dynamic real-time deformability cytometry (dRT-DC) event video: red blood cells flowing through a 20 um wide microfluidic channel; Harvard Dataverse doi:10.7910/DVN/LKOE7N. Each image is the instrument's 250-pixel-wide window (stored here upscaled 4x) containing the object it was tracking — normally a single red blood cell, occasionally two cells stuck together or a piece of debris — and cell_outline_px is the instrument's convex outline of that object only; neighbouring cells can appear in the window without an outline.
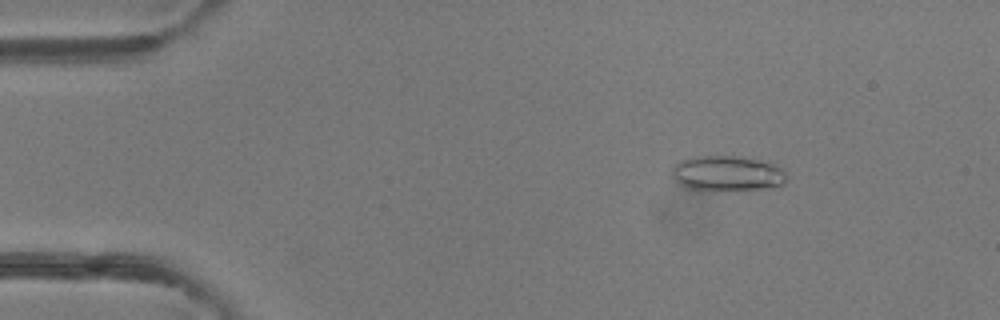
{"species": "common noctule bat (a hibernating species)", "species_latin": "Nyctalus noctula", "temperature_condition": "room temperature", "stored_images_in_passage": 47, "camera_frame_rate_fps": 3000, "um_per_image_px": 0.085, "animal": {"sex": "female"}, "frame": {"image": 1, "passage_image": 7, "time_ms": 2.0, "image_size_px": [1000, 320], "cell_outline_px": [[788, 180], [784, 184], [776, 188], [736, 192], [688, 188], [680, 184], [672, 176], [672, 168], [680, 160], [692, 156], [740, 156], [760, 160], [772, 164], [780, 168], [788, 176]], "centroid_in_image_um": [61.87, 14.77], "position_along_channel_um": 23.1, "area_um2": 24.28}}
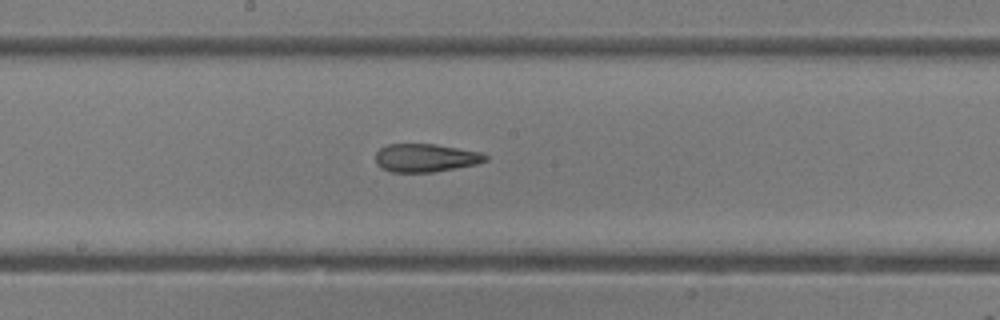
{"frame": {"image": 2, "passage_image": 26, "time_ms": 8.333, "image_size_px": [1000, 320], "cell_outline_px": [[488, 160], [476, 164], [432, 172], [392, 172], [380, 168], [376, 164], [376, 152], [380, 148], [388, 144], [436, 144], [484, 152], [488, 156]], "centroid_in_image_um": [36.19, 13.41], "position_along_channel_um": 212.0, "area_um2": 18.21}}
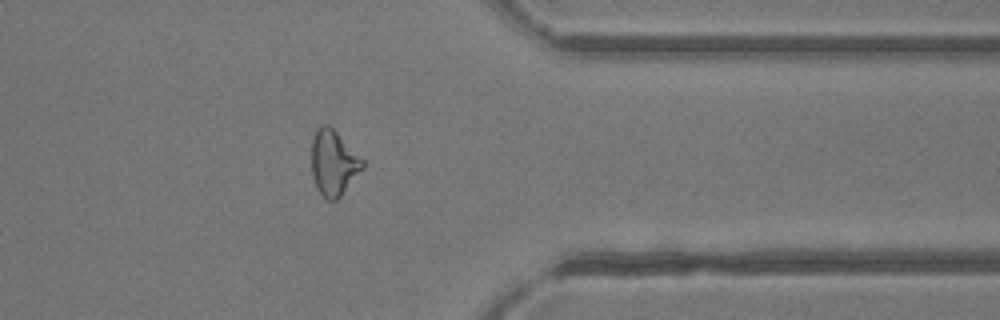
{"frame": {"image": 3, "passage_image": 39, "time_ms": 12.667, "image_size_px": [1000, 320], "cell_outline_px": [[364, 168], [340, 196], [336, 200], [328, 200], [316, 188], [312, 176], [312, 140], [316, 128], [320, 124], [328, 124], [364, 160]], "centroid_in_image_um": [28.34, 13.83], "position_along_channel_um": 383.1, "area_um2": 19.31}, "authors_computed_cell_mechanics": {"area_um2": 19.7098, "velocity_mm_per_s": 4.2161, "shape_relaxation_time_tau1_ms": 8.7917, "shape_relaxation_time_tau2_ms": 1.6598, "deformation_change_tau1": 0.2394, "deformation_change_tau2": 0.1127}}